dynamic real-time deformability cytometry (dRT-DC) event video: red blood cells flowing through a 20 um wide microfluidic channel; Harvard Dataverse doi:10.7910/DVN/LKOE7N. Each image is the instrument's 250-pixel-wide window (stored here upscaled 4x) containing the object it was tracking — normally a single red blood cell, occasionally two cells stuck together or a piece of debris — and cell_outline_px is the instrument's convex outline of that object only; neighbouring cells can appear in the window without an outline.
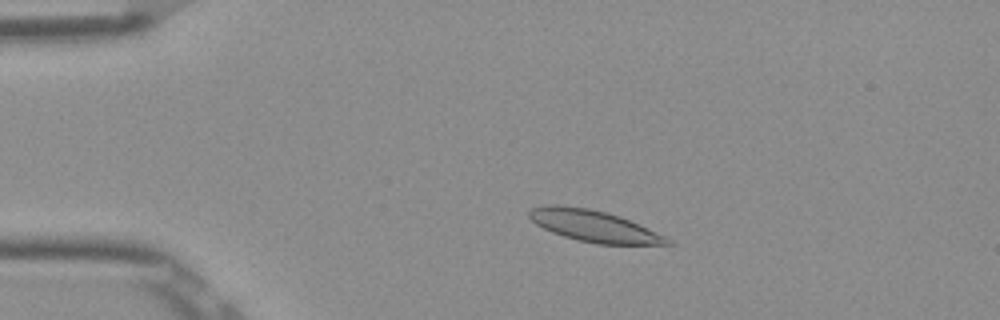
{"species": "Egyptian fruit bat (a non-hibernating species)", "species_latin": "Rousettus aegyptiacus", "temperature_condition": "room temperature", "stored_images_in_passage": 51, "camera_frame_rate_fps": 3000, "um_per_image_px": 0.085, "frame": {"image": 1, "passage_image": 9, "time_ms": 2.667, "image_size_px": [1000, 320], "cell_outline_px": [[672, 244], [596, 244], [564, 236], [552, 232], [536, 224], [528, 216], [528, 212], [532, 208], [544, 204], [556, 204], [588, 208], [608, 212], [620, 216], [640, 224], [672, 240]], "centroid_in_image_um": [50.45, 19.19], "position_along_channel_um": 34.5, "area_um2": 25.26}}
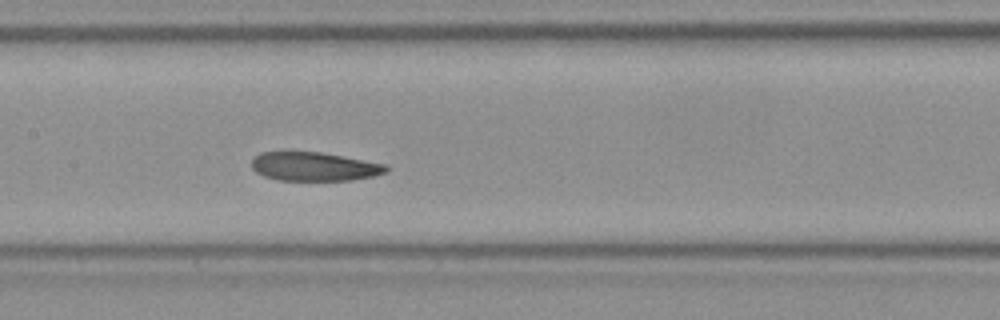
{"frame": {"image": 2, "passage_image": 24, "time_ms": 7.667, "image_size_px": [1000, 320], "cell_outline_px": [[388, 172], [372, 176], [352, 180], [280, 180], [264, 176], [256, 172], [252, 168], [252, 160], [260, 152], [320, 152], [388, 164]], "centroid_in_image_um": [26.74, 14.15], "position_along_channel_um": 180.7, "area_um2": 22.48}}
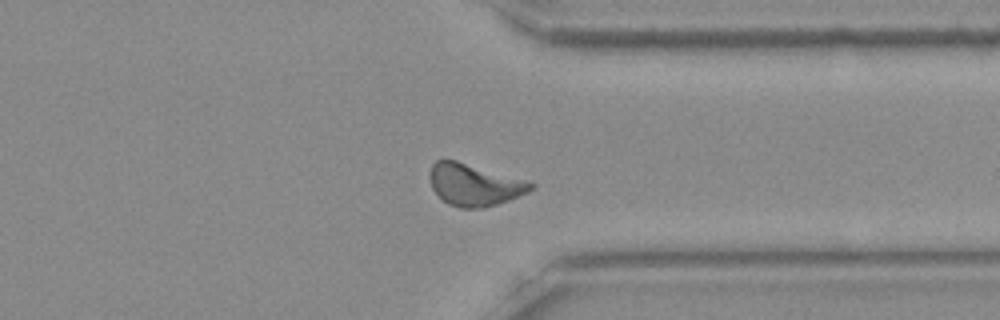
{"frame": {"image": 3, "passage_image": 39, "time_ms": 12.667, "image_size_px": [1000, 320], "cell_outline_px": [[536, 184], [528, 192], [508, 200], [484, 208], [460, 208], [448, 204], [432, 188], [432, 164], [436, 160], [456, 160], [532, 180]], "centroid_in_image_um": [40.41, 15.69], "position_along_channel_um": 371.0, "area_um2": 24.74}, "authors_computed_cell_mechanics": {"area_um2": 23.8136, "velocity_mm_per_s": 3.8403, "shape_relaxation_time_tau1_ms": null, "shape_relaxation_time_tau2_ms": 3.8692, "deformation_change_tau1": null, "deformation_change_tau2": 0.0999}}